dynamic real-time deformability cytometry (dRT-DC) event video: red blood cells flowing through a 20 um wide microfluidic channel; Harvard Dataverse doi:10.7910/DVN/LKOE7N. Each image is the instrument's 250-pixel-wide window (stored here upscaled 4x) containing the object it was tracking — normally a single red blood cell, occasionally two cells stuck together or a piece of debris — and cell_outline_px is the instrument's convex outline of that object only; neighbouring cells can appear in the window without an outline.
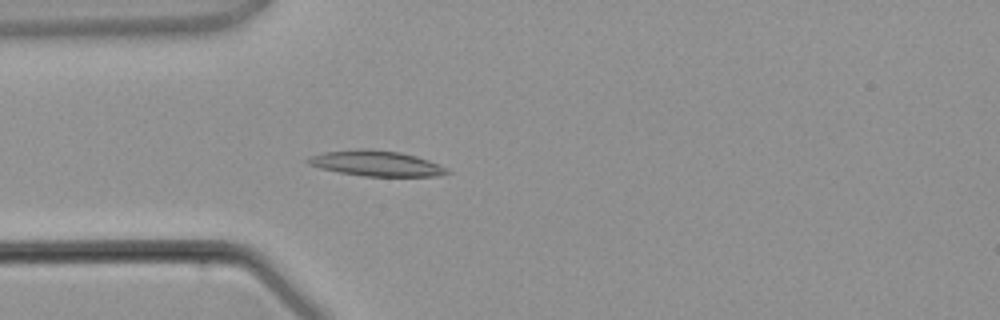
{"species": "common noctule bat (a hibernating species)", "species_latin": "Nyctalus noctula", "temperature_condition": "warm", "stored_images_in_passage": 3, "camera_frame_rate_fps": 3000, "um_per_image_px": 0.085, "animal": {"sex": "male", "body_mass_g": 21.5, "forearm_length_mm": 52.0}, "frame": {"image": 1, "passage_image": 3, "time_ms": 2.333, "image_size_px": [1000, 320], "cell_outline_px": [[452, 172], [440, 176], [364, 176], [340, 172], [320, 168], [308, 164], [304, 160], [312, 156], [324, 152], [356, 148], [372, 148], [400, 152], [416, 156], [428, 160]], "centroid_in_image_um": [31.95, 13.87], "position_along_channel_um": 53.1, "area_um2": 20.63}}